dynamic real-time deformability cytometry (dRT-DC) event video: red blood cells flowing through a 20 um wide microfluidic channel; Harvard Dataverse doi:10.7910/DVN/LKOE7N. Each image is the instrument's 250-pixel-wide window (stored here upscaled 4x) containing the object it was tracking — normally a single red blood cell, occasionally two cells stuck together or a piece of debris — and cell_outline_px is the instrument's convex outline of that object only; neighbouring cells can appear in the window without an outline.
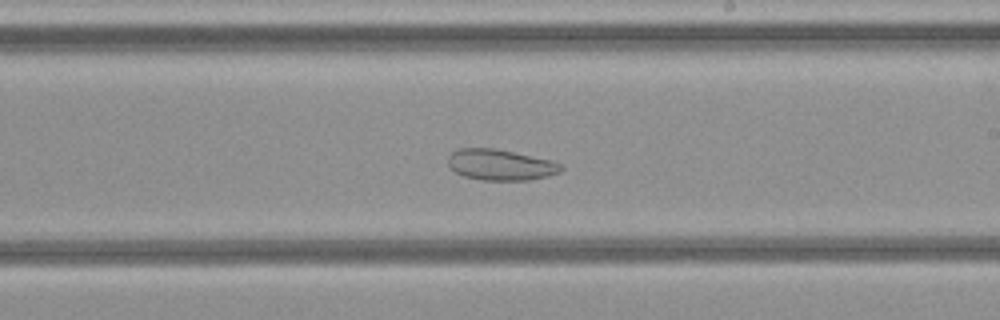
{"species": "common noctule bat (a hibernating species)", "species_latin": "Nyctalus noctula", "temperature_condition": "cold", "stored_images_in_passage": 37, "camera_frame_rate_fps": 3000, "um_per_image_px": 0.085, "animal": {"sex": "female", "body_mass_g": 21.9}, "frame": {"image": 1, "passage_image": 22, "time_ms": 7.0, "image_size_px": [1000, 320], "cell_outline_px": [[564, 168], [560, 172], [548, 176], [528, 180], [484, 180], [464, 176], [456, 172], [448, 164], [448, 156], [452, 152], [460, 148], [496, 148], [552, 160], [564, 164]], "centroid_in_image_um": [42.59, 14.0], "position_along_channel_um": 246.4, "area_um2": 20.46}}